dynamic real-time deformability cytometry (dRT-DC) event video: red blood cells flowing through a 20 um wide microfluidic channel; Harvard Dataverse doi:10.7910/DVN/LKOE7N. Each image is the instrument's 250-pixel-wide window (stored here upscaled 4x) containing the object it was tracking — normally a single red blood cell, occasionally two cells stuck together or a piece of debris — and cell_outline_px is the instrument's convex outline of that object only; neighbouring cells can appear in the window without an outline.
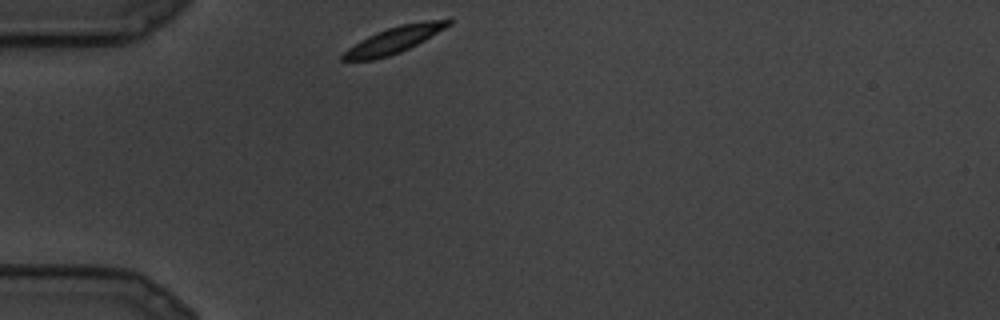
{"species": "common noctule bat (a hibernating species)", "species_latin": "Nyctalus noctula", "temperature_condition": "cold", "stored_images_in_passage": 12, "camera_frame_rate_fps": 3000, "um_per_image_px": 0.085, "animal": {"sex": "male", "body_mass_g": 19.5, "forearm_length_mm": 54.6}, "frame": {"image": 1, "passage_image": 1, "time_ms": 0.0, "image_size_px": [1000, 320], "cell_outline_px": [[452, 24], [424, 40], [400, 52], [388, 56], [372, 60], [340, 60], [340, 56], [348, 48], [360, 40], [376, 32], [400, 24], [424, 20], [452, 16]], "centroid_in_image_um": [33.56, 3.35], "position_along_channel_um": 51.4, "area_um2": 16.42}}
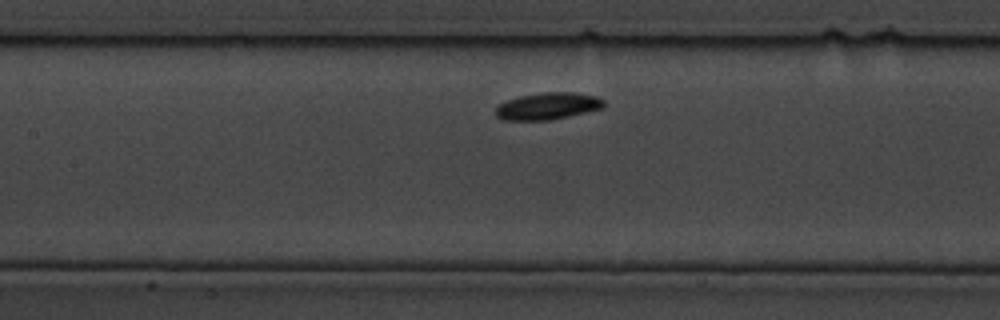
{"frame": {"image": 2, "passage_image": 6, "time_ms": 1.667, "image_size_px": [1000, 320], "cell_outline_px": [[604, 108], [568, 116], [548, 120], [504, 120], [496, 116], [496, 108], [500, 104], [508, 100], [520, 96], [544, 92], [572, 92], [596, 96], [604, 100]], "centroid_in_image_um": [46.57, 9.01], "position_along_channel_um": 160.8, "area_um2": 16.82}}
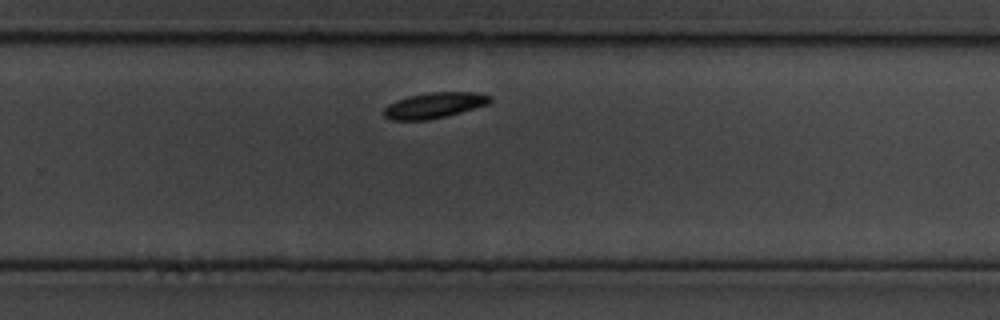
{"frame": {"image": 3, "passage_image": 12, "time_ms": 3.667, "image_size_px": [1000, 320], "cell_outline_px": [[492, 100], [488, 104], [460, 112], [428, 120], [392, 120], [384, 116], [384, 108], [388, 104], [396, 100], [408, 96], [428, 92], [476, 92], [492, 96]], "centroid_in_image_um": [36.91, 8.94], "position_along_channel_um": 292.9, "area_um2": 15.84}}